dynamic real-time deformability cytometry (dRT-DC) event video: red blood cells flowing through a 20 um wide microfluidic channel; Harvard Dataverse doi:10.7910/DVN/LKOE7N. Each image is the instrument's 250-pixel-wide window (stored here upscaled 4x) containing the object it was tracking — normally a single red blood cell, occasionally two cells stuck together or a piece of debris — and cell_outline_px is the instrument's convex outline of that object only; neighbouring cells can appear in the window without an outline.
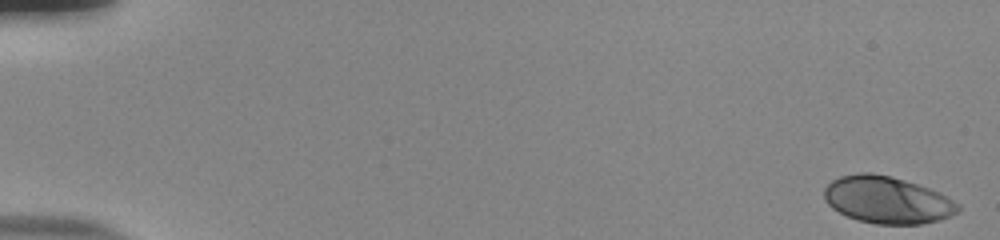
{"species": "human", "species_latin": "Homo sapiens", "temperature_condition": "room temperature", "stored_images_in_passage": 55, "camera_frame_rate_fps": 3000, "um_per_image_px": 0.085, "donor": {"sex": "male"}, "frame": {"image": 1, "passage_image": 1, "time_ms": 0.0, "image_size_px": [1000, 240], "cell_outline_px": [[960, 208], [956, 212], [948, 216], [936, 220], [920, 224], [876, 224], [856, 220], [832, 208], [824, 200], [824, 188], [832, 180], [840, 176], [860, 172], [872, 172], [904, 180], [928, 188], [960, 204]], "centroid_in_image_um": [75.35, 16.99], "position_along_channel_um": 9.7, "area_um2": 36.3}}
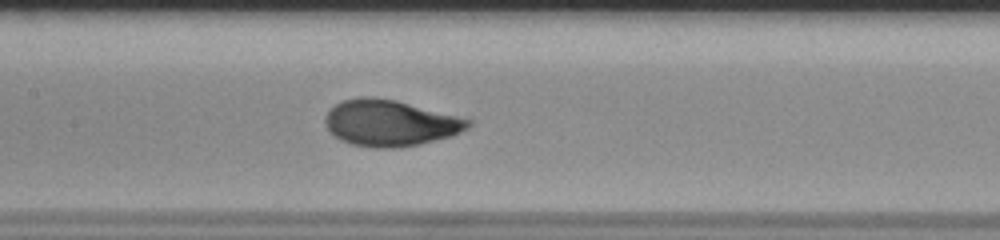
{"frame": {"image": 2, "passage_image": 28, "time_ms": 9.0, "image_size_px": [1000, 240], "cell_outline_px": [[472, 124], [468, 128], [452, 136], [420, 144], [396, 148], [376, 148], [352, 144], [340, 140], [324, 124], [324, 116], [336, 104], [344, 100], [360, 96], [376, 96], [396, 100], [472, 120]], "centroid_in_image_um": [33.15, 10.45], "position_along_channel_um": 174.2, "area_um2": 38.44}}
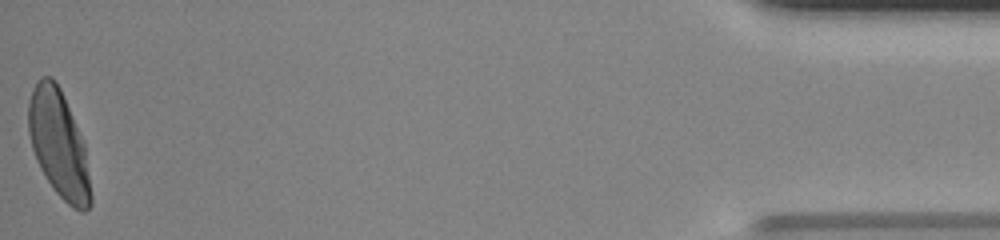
{"frame": {"image": 3, "passage_image": 55, "time_ms": 18.0, "image_size_px": [1000, 240], "cell_outline_px": [[92, 204], [84, 212], [80, 212], [72, 208], [52, 188], [40, 168], [36, 160], [32, 148], [28, 132], [28, 104], [32, 88], [36, 80], [40, 76], [52, 76], [60, 88], [84, 140], [92, 196]], "centroid_in_image_um": [4.99, 12.24], "position_along_channel_um": 430.2, "area_um2": 39.3}, "authors_computed_cell_mechanics": {"area_um2": 37.2232, "velocity_mm_per_s": 3.7848, "shape_relaxation_time_tau1_ms": 3.3355, "shape_relaxation_time_tau2_ms": null, "deformation_change_tau1": 0.2043, "deformation_change_tau2": null}}